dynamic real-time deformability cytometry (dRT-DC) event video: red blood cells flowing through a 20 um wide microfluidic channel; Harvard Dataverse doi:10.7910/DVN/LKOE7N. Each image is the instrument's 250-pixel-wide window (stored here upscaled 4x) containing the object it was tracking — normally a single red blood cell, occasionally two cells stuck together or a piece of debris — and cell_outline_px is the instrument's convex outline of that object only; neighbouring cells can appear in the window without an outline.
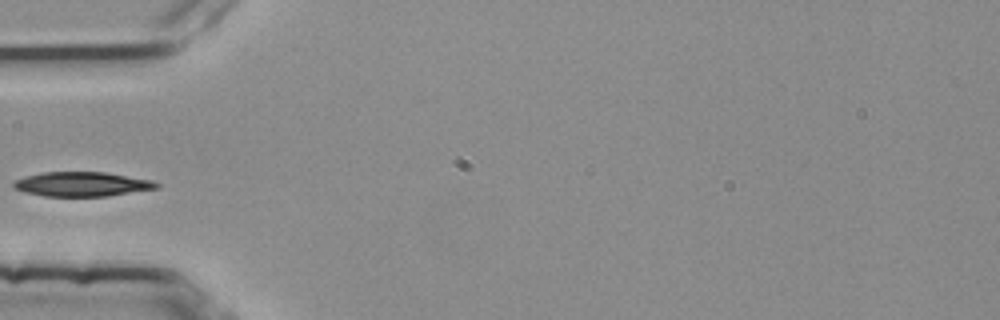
{"species": "common noctule bat (a hibernating species)", "species_latin": "Nyctalus noctula", "temperature_condition": "room temperature", "stored_images_in_passage": 34, "camera_frame_rate_fps": 3000, "um_per_image_px": 0.085, "animal": {"sex": "female", "body_mass_g": 25.1}, "frame": {"image": 1, "passage_image": 1, "time_ms": 0.0, "image_size_px": [1000, 320], "cell_outline_px": [[160, 188], [108, 196], [44, 196], [24, 192], [12, 188], [12, 184], [16, 180], [24, 176], [44, 172], [104, 172], [152, 180], [160, 184]], "centroid_in_image_um": [6.96, 15.65], "position_along_channel_um": 78.0, "area_um2": 20.46}}
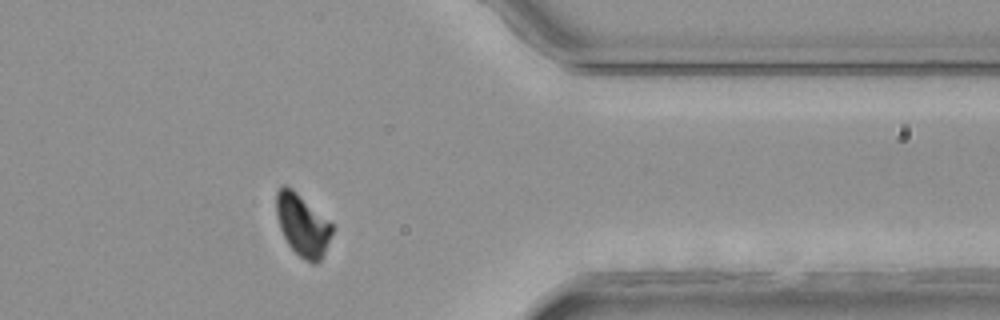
{"frame": {"image": 2, "passage_image": 27, "time_ms": 8.667, "image_size_px": [1000, 320], "cell_outline_px": [[332, 232], [324, 256], [316, 264], [312, 264], [304, 260], [288, 244], [280, 228], [276, 216], [276, 192], [284, 184], [292, 188], [328, 220], [332, 224]], "centroid_in_image_um": [25.7, 19.14], "position_along_channel_um": 385.7, "area_um2": 20.0}}
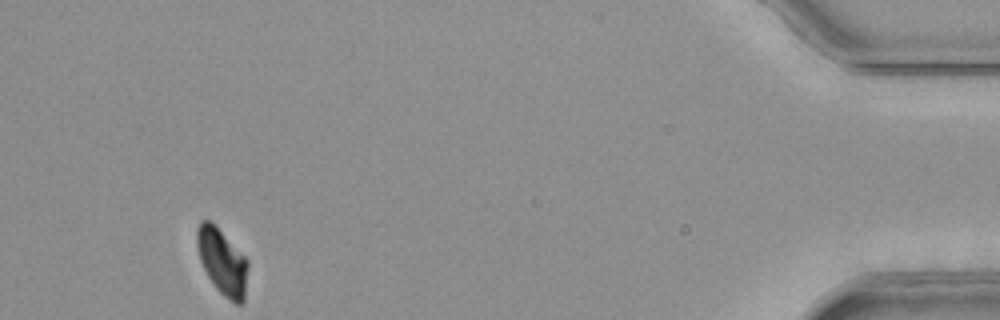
{"frame": {"image": 3, "passage_image": 34, "time_ms": 11.0, "image_size_px": [1000, 320], "cell_outline_px": [[248, 264], [244, 304], [236, 304], [224, 296], [216, 288], [208, 276], [200, 260], [196, 244], [196, 228], [200, 220], [208, 220], [248, 260]], "centroid_in_image_um": [18.88, 22.28], "position_along_channel_um": 416.3, "area_um2": 19.19}}